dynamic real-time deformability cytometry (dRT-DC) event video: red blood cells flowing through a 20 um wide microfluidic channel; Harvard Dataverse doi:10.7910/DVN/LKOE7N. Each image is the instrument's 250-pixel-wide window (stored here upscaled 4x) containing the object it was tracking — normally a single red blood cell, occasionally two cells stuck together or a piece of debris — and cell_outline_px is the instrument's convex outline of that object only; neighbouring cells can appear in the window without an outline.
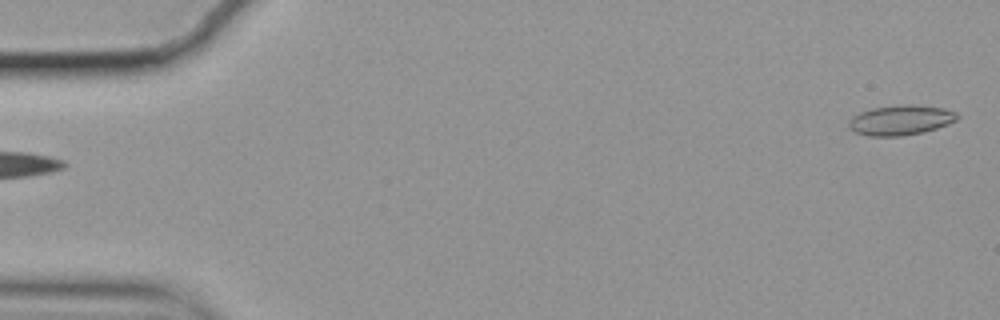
{"species": "common noctule bat (a hibernating species)", "species_latin": "Nyctalus noctula", "temperature_condition": "cold", "stored_images_in_passage": 56, "camera_frame_rate_fps": 3000, "um_per_image_px": 0.085, "animal": {"sex": "female", "body_mass_g": 19.9}, "frame": {"image": 1, "passage_image": 1, "time_ms": 0.0, "image_size_px": [1000, 320], "cell_outline_px": [[960, 116], [956, 120], [948, 124], [924, 132], [900, 136], [868, 136], [856, 132], [848, 128], [848, 120], [852, 116], [860, 112], [872, 108], [912, 104], [944, 108], [956, 112]], "centroid_in_image_um": [76.55, 10.21], "position_along_channel_um": 8.5, "area_um2": 18.96}}
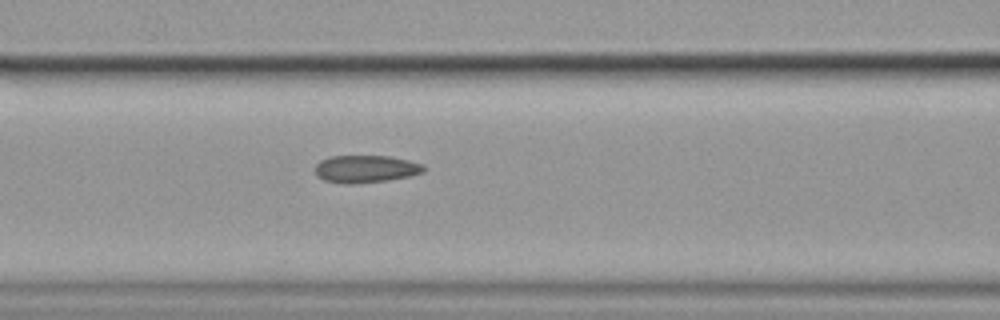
{"frame": {"image": 2, "passage_image": 23, "time_ms": 7.333, "image_size_px": [1000, 320], "cell_outline_px": [[424, 172], [408, 176], [388, 180], [352, 184], [344, 184], [324, 180], [316, 176], [316, 164], [320, 160], [332, 156], [388, 156], [408, 160], [424, 164]], "centroid_in_image_um": [31.07, 14.36], "position_along_channel_um": 135.5, "area_um2": 17.34}}
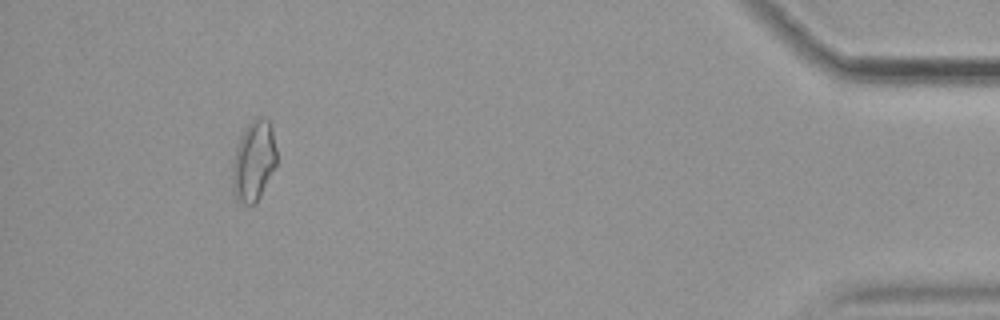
{"frame": {"image": 3, "passage_image": 52, "time_ms": 17.0, "image_size_px": [1000, 320], "cell_outline_px": [[276, 164], [260, 196], [252, 204], [244, 204], [236, 200], [232, 192], [232, 164], [236, 148], [240, 136], [244, 128], [252, 120], [260, 116], [264, 116], [272, 124], [276, 148]], "centroid_in_image_um": [21.55, 13.65], "position_along_channel_um": 413.6, "area_um2": 20.87}, "authors_computed_cell_mechanics": {"area_um2": 17.6001, "velocity_mm_per_s": 3.5318, "shape_relaxation_time_tau1_ms": 11.1286, "shape_relaxation_time_tau2_ms": 2.6874, "deformation_change_tau1": 0.1939, "deformation_change_tau2": 0.0923}}